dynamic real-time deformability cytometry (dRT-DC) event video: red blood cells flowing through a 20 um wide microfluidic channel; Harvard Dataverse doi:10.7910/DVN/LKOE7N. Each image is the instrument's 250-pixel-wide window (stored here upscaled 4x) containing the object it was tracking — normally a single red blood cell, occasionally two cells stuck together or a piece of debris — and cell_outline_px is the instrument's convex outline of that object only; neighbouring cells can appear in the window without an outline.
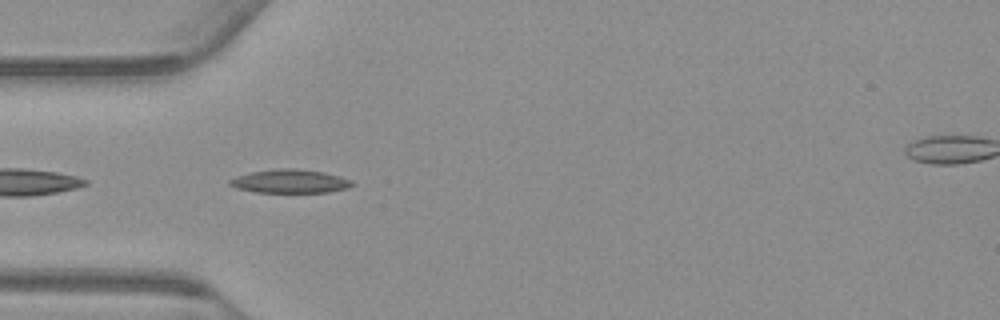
{"species": "common noctule bat (a hibernating species)", "species_latin": "Nyctalus noctula", "temperature_condition": "warm", "stored_images_in_passage": 40, "camera_frame_rate_fps": 3000, "um_per_image_px": 0.085, "animal": {"sex": "male", "body_mass_g": 23.1, "forearm_length_mm": 52.7}, "frame": {"image": 1, "passage_image": 2, "time_ms": 0.333, "image_size_px": [1000, 320], "cell_outline_px": [[356, 184], [348, 188], [328, 192], [256, 192], [236, 188], [228, 184], [228, 180], [236, 176], [252, 172], [280, 168], [296, 168], [324, 172], [340, 176], [352, 180]], "centroid_in_image_um": [24.68, 15.4], "position_along_channel_um": 60.3, "area_um2": 16.88}}
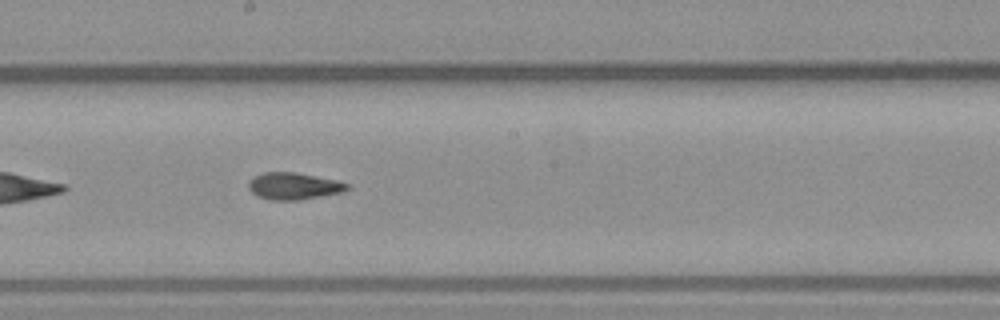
{"frame": {"image": 2, "passage_image": 15, "time_ms": 4.667, "image_size_px": [1000, 320], "cell_outline_px": [[352, 188], [344, 192], [300, 200], [272, 200], [256, 196], [248, 188], [248, 180], [252, 176], [264, 172], [296, 172], [336, 180], [348, 184]], "centroid_in_image_um": [24.96, 15.81], "position_along_channel_um": 223.2, "area_um2": 15.72}}
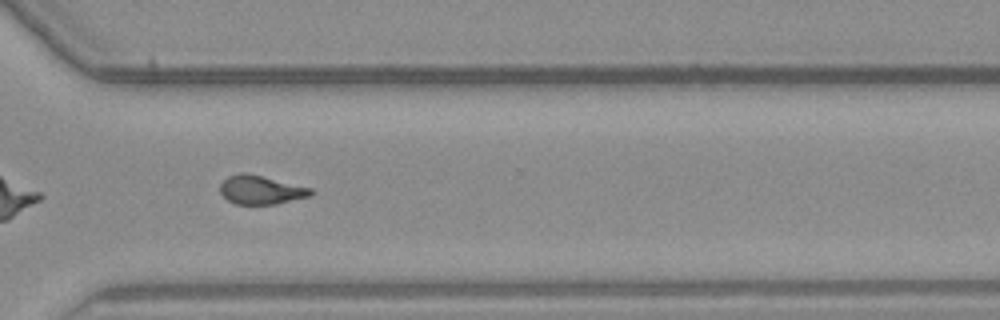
{"frame": {"image": 3, "passage_image": 25, "time_ms": 8.0, "image_size_px": [1000, 320], "cell_outline_px": [[316, 192], [308, 196], [276, 204], [236, 204], [228, 200], [220, 192], [220, 184], [228, 176], [240, 172], [244, 172], [312, 188]], "centroid_in_image_um": [22.17, 16.14], "position_along_channel_um": 348.4, "area_um2": 15.03}, "authors_computed_cell_mechanics": {"area_um2": 15.4037, "velocity_mm_per_s": 3.775, "shape_relaxation_time_tau1_ms": null, "shape_relaxation_time_tau2_ms": 2.661, "deformation_change_tau1": null, "deformation_change_tau2": 0.0918}}